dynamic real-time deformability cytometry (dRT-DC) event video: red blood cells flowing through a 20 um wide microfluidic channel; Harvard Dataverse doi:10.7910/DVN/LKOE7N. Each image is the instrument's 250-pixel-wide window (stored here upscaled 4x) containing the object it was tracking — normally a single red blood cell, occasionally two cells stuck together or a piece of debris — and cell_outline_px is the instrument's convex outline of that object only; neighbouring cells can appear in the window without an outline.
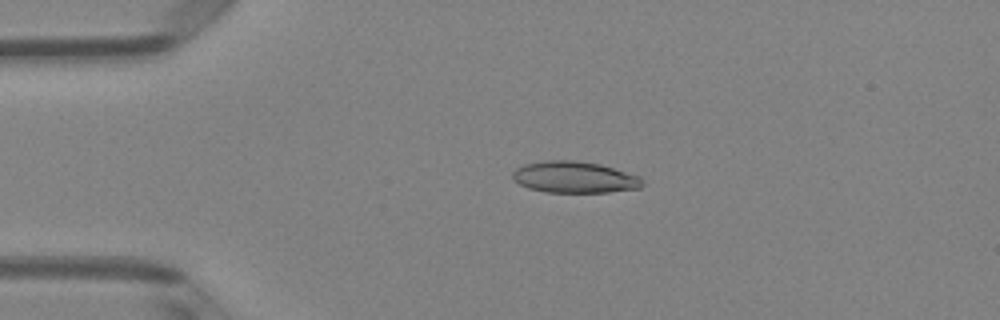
{"species": "Egyptian fruit bat (a non-hibernating species)", "species_latin": "Rousettus aegyptiacus", "temperature_condition": "room temperature", "stored_images_in_passage": 2, "camera_frame_rate_fps": 3000, "um_per_image_px": 0.085, "animal": {"sex": "female"}, "frame": {"image": 1, "passage_image": 1, "time_ms": 0.0, "image_size_px": [1000, 320], "cell_outline_px": [[644, 184], [640, 188], [608, 192], [544, 192], [528, 188], [512, 180], [512, 172], [516, 168], [524, 164], [548, 160], [572, 160], [600, 164], [640, 176], [644, 180]], "centroid_in_image_um": [48.82, 15.06], "position_along_channel_um": 36.2, "area_um2": 23.93}}